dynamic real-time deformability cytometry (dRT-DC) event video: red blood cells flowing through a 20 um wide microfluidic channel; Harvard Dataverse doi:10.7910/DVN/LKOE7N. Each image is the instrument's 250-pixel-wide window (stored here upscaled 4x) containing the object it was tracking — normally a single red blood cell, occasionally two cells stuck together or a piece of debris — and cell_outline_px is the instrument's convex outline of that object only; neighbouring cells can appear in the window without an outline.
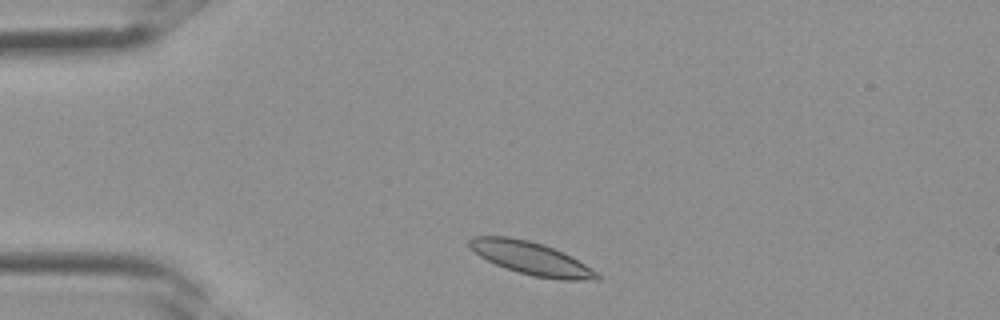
{"species": "Egyptian fruit bat (a non-hibernating species)", "species_latin": "Rousettus aegyptiacus", "temperature_condition": "room temperature", "stored_images_in_passage": 3, "camera_frame_rate_fps": 3000, "um_per_image_px": 0.085, "frame": {"image": 1, "passage_image": 1, "time_ms": 0.0, "image_size_px": [1000, 320], "cell_outline_px": [[600, 280], [560, 280], [532, 276], [504, 268], [480, 256], [468, 244], [468, 240], [472, 236], [508, 236], [528, 240], [544, 244], [564, 252], [572, 256], [596, 272], [600, 276]], "centroid_in_image_um": [45.16, 21.96], "position_along_channel_um": 39.8, "area_um2": 24.45}}
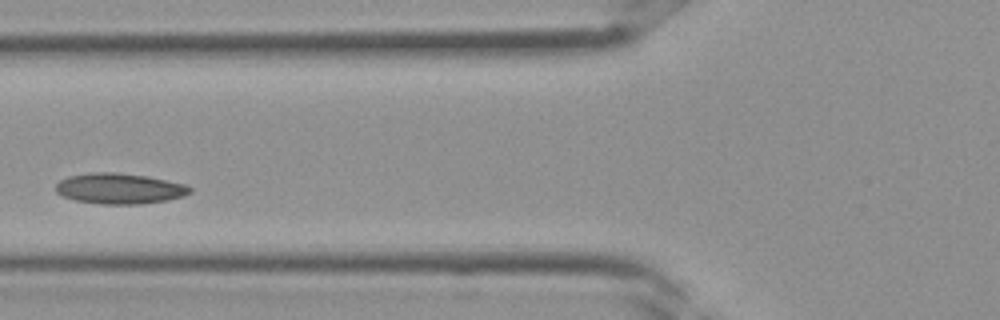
{"frame": {"image": 2, "passage_image": 3, "time_ms": 0.667, "image_size_px": [1000, 320], "cell_outline_px": [[192, 192], [184, 196], [168, 200], [140, 204], [104, 204], [76, 200], [64, 196], [56, 192], [56, 184], [60, 180], [68, 176], [92, 172], [116, 172], [148, 176], [184, 184], [192, 188]], "centroid_in_image_um": [10.18, 16.02], "position_along_channel_um": 115.6, "area_um2": 23.93}}